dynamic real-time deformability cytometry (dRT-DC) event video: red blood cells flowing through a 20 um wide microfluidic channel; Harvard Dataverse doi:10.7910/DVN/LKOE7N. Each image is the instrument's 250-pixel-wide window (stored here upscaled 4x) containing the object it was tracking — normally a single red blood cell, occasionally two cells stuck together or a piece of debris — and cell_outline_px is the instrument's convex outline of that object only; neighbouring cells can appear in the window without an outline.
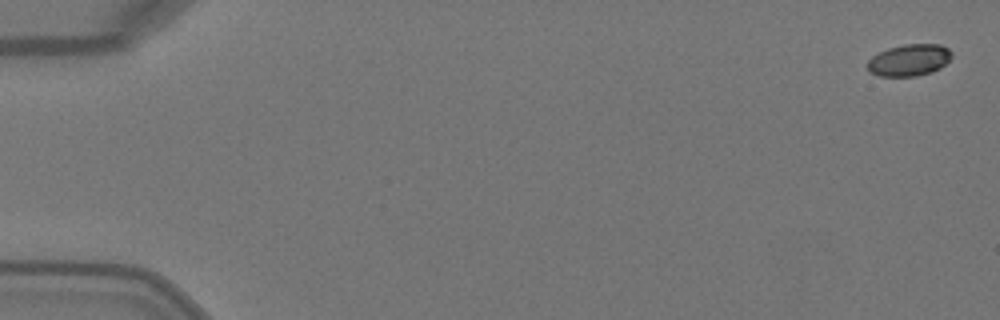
{"species": "Egyptian fruit bat (a non-hibernating species)", "species_latin": "Rousettus aegyptiacus", "temperature_condition": "warm", "stored_images_in_passage": 5, "camera_frame_rate_fps": 3000, "um_per_image_px": 0.085, "animal": {"sex": "female"}, "frame": {"image": 1, "passage_image": 1, "time_ms": 0.0, "image_size_px": [1000, 320], "cell_outline_px": [[952, 56], [940, 68], [932, 72], [916, 76], [880, 76], [868, 72], [868, 60], [872, 56], [888, 48], [904, 44], [940, 44], [948, 48], [952, 52]], "centroid_in_image_um": [77.28, 5.11], "position_along_channel_um": 7.7, "area_um2": 15.61}}
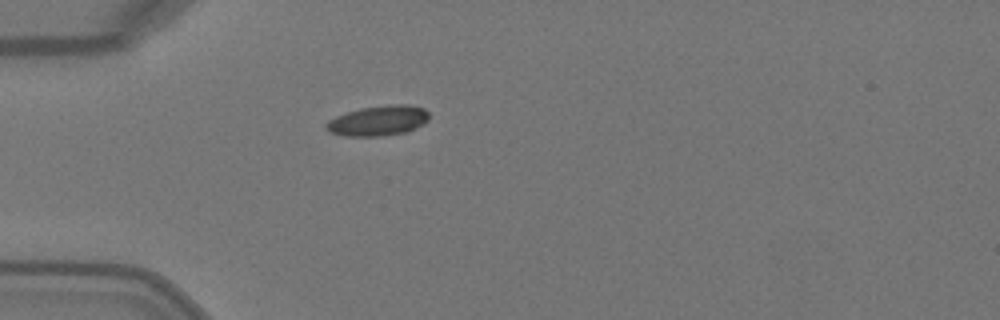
{"frame": {"image": 2, "passage_image": 5, "time_ms": 1.333, "image_size_px": [1000, 320], "cell_outline_px": [[428, 120], [424, 124], [404, 132], [380, 136], [344, 136], [328, 132], [324, 128], [324, 124], [328, 120], [336, 116], [360, 108], [392, 104], [408, 104], [424, 108], [428, 112]], "centroid_in_image_um": [32.11, 10.25], "position_along_channel_um": 52.9, "area_um2": 18.15}}